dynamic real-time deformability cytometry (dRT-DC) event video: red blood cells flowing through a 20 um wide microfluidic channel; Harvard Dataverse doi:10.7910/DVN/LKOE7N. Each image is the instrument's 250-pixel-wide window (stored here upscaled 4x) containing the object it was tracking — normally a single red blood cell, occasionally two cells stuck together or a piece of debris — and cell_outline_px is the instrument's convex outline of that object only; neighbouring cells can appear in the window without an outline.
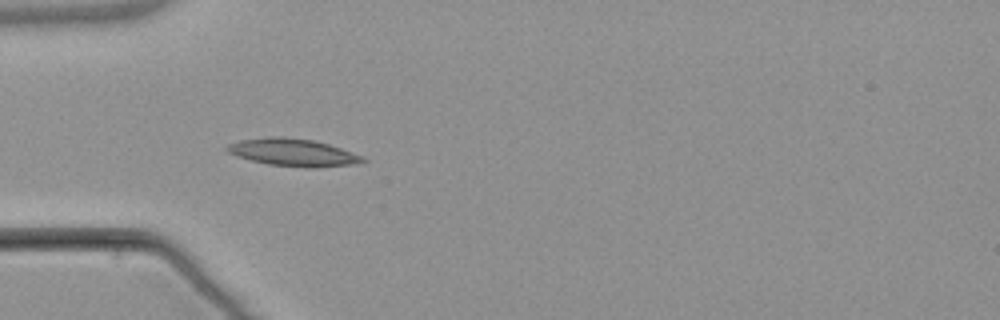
{"species": "common noctule bat (a hibernating species)", "species_latin": "Nyctalus noctula", "temperature_condition": "warm", "stored_images_in_passage": 10, "camera_frame_rate_fps": 3000, "um_per_image_px": 0.085, "animal": {"sex": "male", "body_mass_g": 21.5, "forearm_length_mm": 52.0}, "frame": {"image": 1, "passage_image": 4, "time_ms": 4.333, "image_size_px": [1000, 320], "cell_outline_px": [[368, 160], [356, 164], [316, 168], [304, 168], [268, 164], [236, 156], [228, 152], [224, 148], [228, 144], [240, 140], [268, 136], [284, 136], [312, 140], [328, 144], [364, 156]], "centroid_in_image_um": [24.92, 12.96], "position_along_channel_um": 60.1, "area_um2": 21.91}}
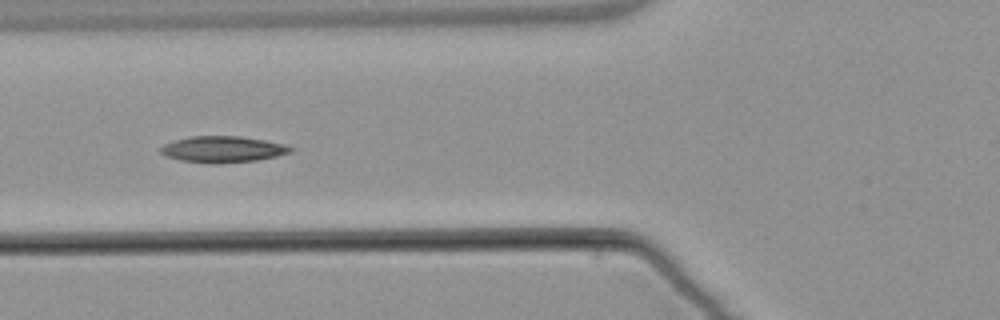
{"frame": {"image": 2, "passage_image": 5, "time_ms": 5.667, "image_size_px": [1000, 320], "cell_outline_px": [[296, 148], [292, 152], [276, 156], [256, 160], [220, 164], [212, 164], [180, 160], [168, 156], [160, 152], [160, 148], [164, 144], [176, 140], [192, 136], [240, 136], [264, 140], [284, 144]], "centroid_in_image_um": [18.97, 12.69], "position_along_channel_um": 106.8, "area_um2": 19.88}}